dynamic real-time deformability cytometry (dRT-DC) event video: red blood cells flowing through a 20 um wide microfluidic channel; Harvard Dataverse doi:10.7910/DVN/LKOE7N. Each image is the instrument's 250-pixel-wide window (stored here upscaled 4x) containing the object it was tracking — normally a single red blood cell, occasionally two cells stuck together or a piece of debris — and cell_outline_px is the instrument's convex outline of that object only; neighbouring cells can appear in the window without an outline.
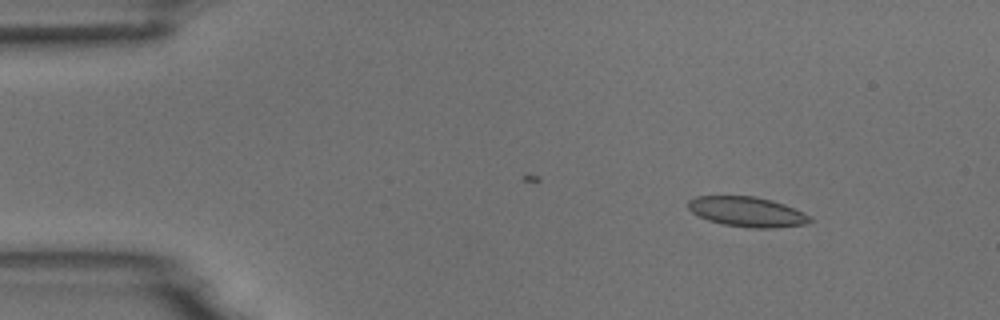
{"species": "common noctule bat (a hibernating species)", "species_latin": "Nyctalus noctula", "temperature_condition": "room temperature", "stored_images_in_passage": 5, "camera_frame_rate_fps": 3000, "um_per_image_px": 0.085, "animal": {"sex": "male", "body_mass_g": 18.8}, "frame": {"image": 1, "passage_image": 1, "time_ms": 0.0, "image_size_px": [1000, 320], "cell_outline_px": [[812, 220], [808, 224], [772, 228], [752, 228], [724, 224], [708, 220], [692, 212], [688, 208], [688, 200], [696, 196], [752, 196], [772, 200], [784, 204], [804, 212], [812, 216]], "centroid_in_image_um": [63.54, 18.0], "position_along_channel_um": 21.5, "area_um2": 21.27}}
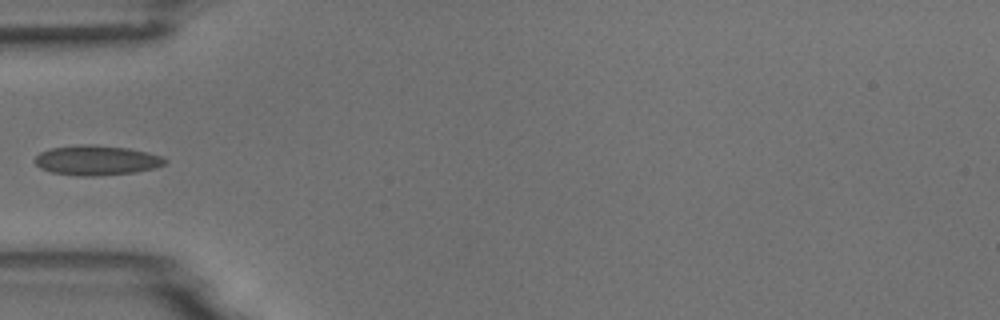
{"frame": {"image": 2, "passage_image": 4, "time_ms": 3.667, "image_size_px": [1000, 320], "cell_outline_px": [[168, 160], [164, 164], [156, 168], [136, 172], [96, 176], [76, 176], [52, 172], [40, 168], [32, 160], [40, 152], [52, 148], [80, 144], [92, 144], [128, 148], [148, 152], [164, 156]], "centroid_in_image_um": [8.22, 13.62], "position_along_channel_um": 76.8, "area_um2": 22.89}}